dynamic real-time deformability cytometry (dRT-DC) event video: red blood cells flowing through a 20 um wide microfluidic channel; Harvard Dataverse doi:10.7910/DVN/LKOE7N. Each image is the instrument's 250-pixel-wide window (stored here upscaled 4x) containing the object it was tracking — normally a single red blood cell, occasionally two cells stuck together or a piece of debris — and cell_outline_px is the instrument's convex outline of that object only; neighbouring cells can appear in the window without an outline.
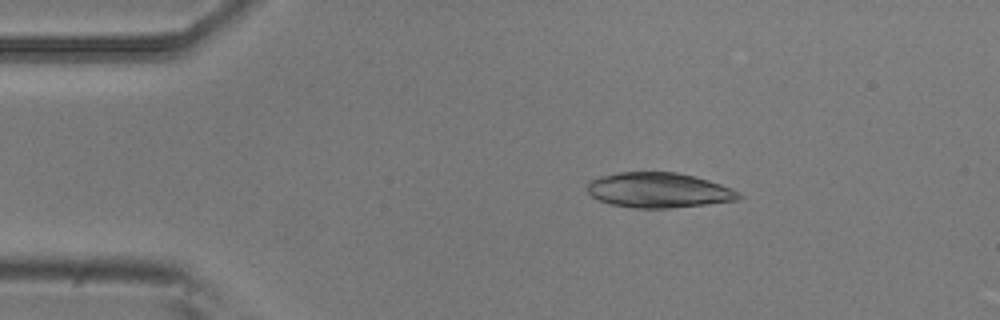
{"species": "common noctule bat (a hibernating species)", "species_latin": "Nyctalus noctula", "temperature_condition": "room temperature", "stored_images_in_passage": 8, "camera_frame_rate_fps": 3000, "um_per_image_px": 0.085, "animal": {"sex": "male", "body_mass_g": 20.5, "forearm_length_mm": 52.5}, "frame": {"image": 1, "passage_image": 3, "time_ms": 0.667, "image_size_px": [1000, 320], "cell_outline_px": [[744, 196], [736, 200], [704, 204], [668, 208], [636, 208], [612, 204], [600, 200], [592, 196], [588, 192], [588, 180], [600, 176], [620, 172], [676, 172], [696, 176], [732, 188], [740, 192]], "centroid_in_image_um": [56.0, 16.15], "position_along_channel_um": 29.0, "area_um2": 30.87}}